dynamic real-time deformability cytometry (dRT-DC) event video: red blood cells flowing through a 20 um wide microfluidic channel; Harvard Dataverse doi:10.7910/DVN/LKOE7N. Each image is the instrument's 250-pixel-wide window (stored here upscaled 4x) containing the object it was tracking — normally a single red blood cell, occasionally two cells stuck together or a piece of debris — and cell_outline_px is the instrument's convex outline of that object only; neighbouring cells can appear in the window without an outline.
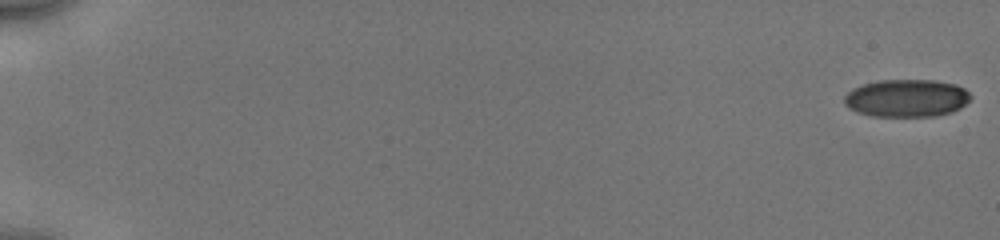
{"species": "human", "species_latin": "Homo sapiens", "temperature_condition": "cold", "stored_images_in_passage": 54, "camera_frame_rate_fps": 3000, "um_per_image_px": 0.085, "donor": {"sex": "male"}, "frame": {"image": 1, "passage_image": 1, "time_ms": 0.0, "image_size_px": [1000, 240], "cell_outline_px": [[972, 96], [960, 108], [952, 112], [936, 116], [872, 116], [856, 112], [848, 108], [844, 104], [844, 96], [852, 88], [864, 84], [880, 80], [936, 80], [956, 84], [964, 88]], "centroid_in_image_um": [77.05, 8.34], "position_along_channel_um": 8.0, "area_um2": 27.86}}
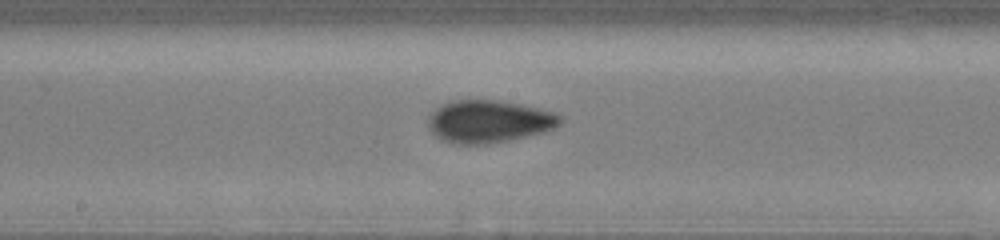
{"frame": {"image": 2, "passage_image": 31, "time_ms": 10.0, "image_size_px": [1000, 240], "cell_outline_px": [[560, 124], [544, 132], [508, 140], [484, 144], [456, 144], [444, 140], [436, 136], [428, 128], [428, 120], [432, 112], [440, 104], [452, 100], [500, 100], [520, 104], [556, 112], [560, 116]], "centroid_in_image_um": [41.53, 10.31], "position_along_channel_um": 206.7, "area_um2": 32.6}}
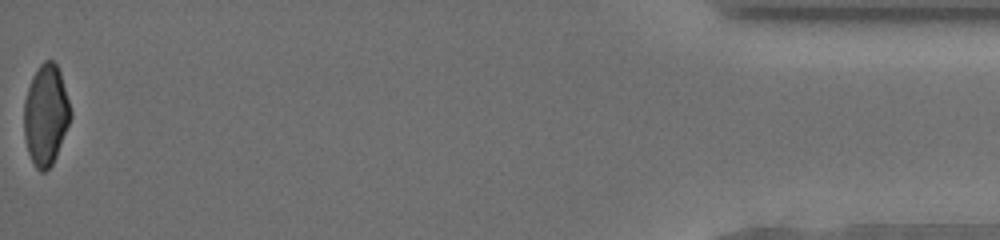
{"frame": {"image": 3, "passage_image": 54, "time_ms": 17.667, "image_size_px": [1000, 240], "cell_outline_px": [[72, 116], [56, 156], [52, 164], [44, 172], [40, 172], [36, 168], [28, 152], [24, 136], [24, 100], [32, 76], [40, 64], [44, 60], [52, 60], [56, 64], [60, 72], [72, 112]], "centroid_in_image_um": [3.89, 9.76], "position_along_channel_um": 431.3, "area_um2": 27.22}, "authors_computed_cell_mechanics": {"area_um2": 29.767, "velocity_mm_per_s": 3.9826, "shape_relaxation_time_tau1_ms": null, "shape_relaxation_time_tau2_ms": 1.472, "deformation_change_tau1": null, "deformation_change_tau2": 0.0591}}